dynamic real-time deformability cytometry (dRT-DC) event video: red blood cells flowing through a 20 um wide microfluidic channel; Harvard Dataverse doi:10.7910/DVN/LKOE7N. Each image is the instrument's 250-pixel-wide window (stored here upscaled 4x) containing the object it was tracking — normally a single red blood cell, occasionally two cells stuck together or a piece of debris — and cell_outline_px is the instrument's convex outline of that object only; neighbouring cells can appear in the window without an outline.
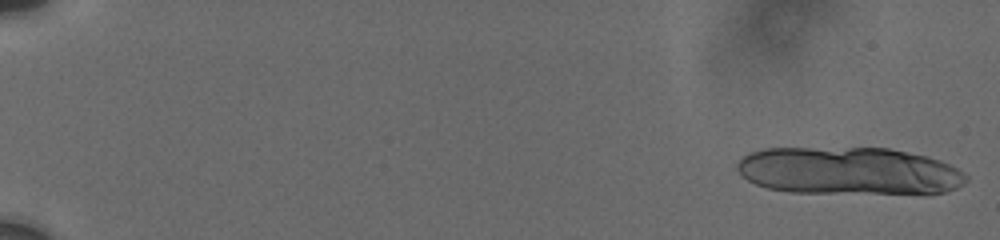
{"species": "human", "species_latin": "Homo sapiens", "temperature_condition": "cold", "stored_images_in_passage": 10, "camera_frame_rate_fps": 3000, "um_per_image_px": 0.085, "donor": {"sex": "male"}, "frame": {"image": 1, "passage_image": 1, "time_ms": 0.0, "image_size_px": [1000, 240], "cell_outline_px": [[968, 180], [964, 184], [956, 188], [944, 192], [792, 192], [768, 188], [756, 184], [748, 180], [736, 168], [736, 164], [748, 152], [764, 148], [888, 148], [928, 156], [940, 160], [956, 168], [968, 176]], "centroid_in_image_um": [72.13, 14.5], "position_along_channel_um": 12.9, "area_um2": 62.89}}